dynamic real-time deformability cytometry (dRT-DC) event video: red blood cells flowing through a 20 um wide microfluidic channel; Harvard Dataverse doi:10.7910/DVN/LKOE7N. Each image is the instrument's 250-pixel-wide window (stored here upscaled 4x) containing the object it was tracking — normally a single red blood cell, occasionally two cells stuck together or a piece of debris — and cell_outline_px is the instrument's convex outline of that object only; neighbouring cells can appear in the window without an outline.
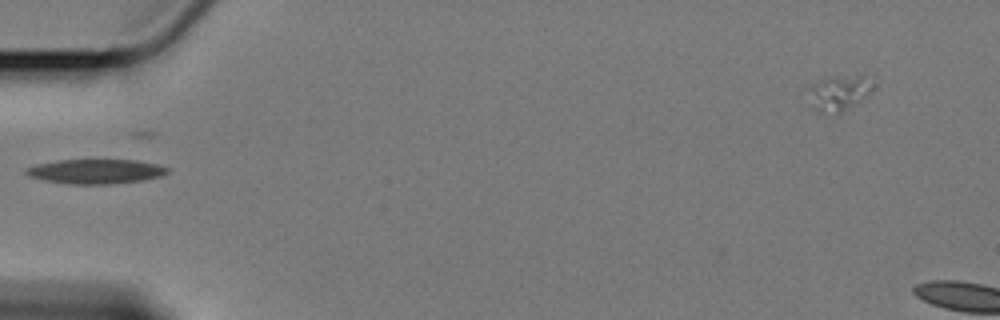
{"species": "Egyptian fruit bat (a non-hibernating species)", "species_latin": "Rousettus aegyptiacus", "temperature_condition": "cold", "stored_images_in_passage": 21, "camera_frame_rate_fps": 3000, "um_per_image_px": 0.085, "animal": {"sex": "female"}, "frame": {"image": 1, "passage_image": 1, "time_ms": 0.0, "image_size_px": [1000, 320], "cell_outline_px": [[168, 172], [160, 176], [144, 180], [108, 184], [72, 184], [44, 180], [28, 176], [24, 172], [24, 168], [36, 164], [56, 160], [136, 160], [156, 164], [168, 168]], "centroid_in_image_um": [8.08, 14.57], "position_along_channel_um": 76.9, "area_um2": 20.17}}
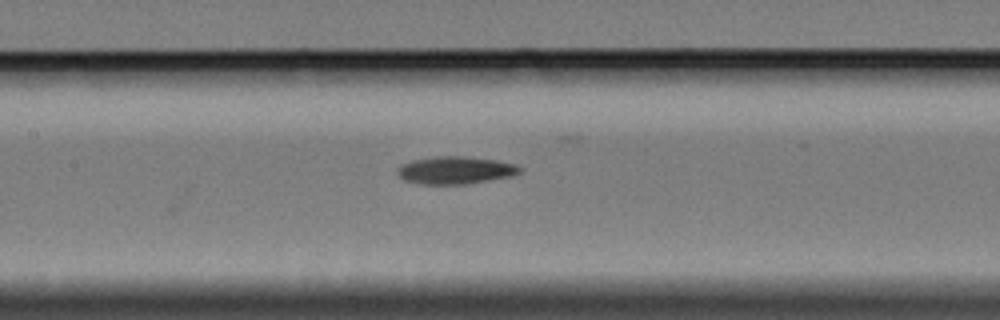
{"frame": {"image": 2, "passage_image": 9, "time_ms": 2.667, "image_size_px": [1000, 320], "cell_outline_px": [[520, 172], [508, 176], [464, 184], [420, 184], [404, 180], [396, 172], [400, 164], [412, 160], [436, 156], [464, 156], [496, 160], [516, 164], [520, 168]], "centroid_in_image_um": [38.64, 14.45], "position_along_channel_um": 168.8, "area_um2": 19.42}}
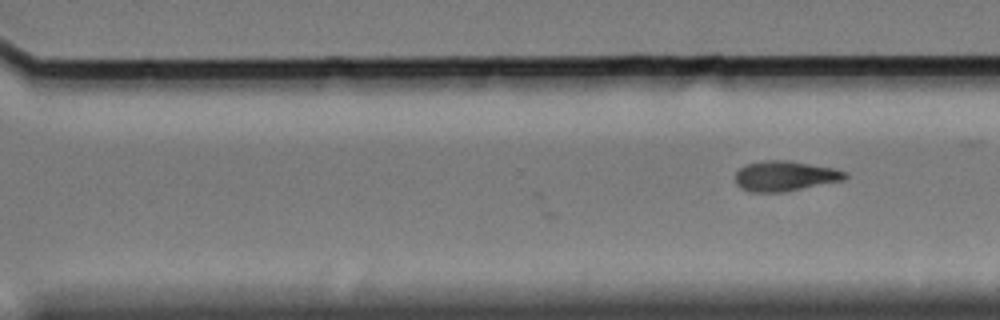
{"frame": {"image": 3, "passage_image": 21, "time_ms": 6.667, "image_size_px": [1000, 320], "cell_outline_px": [[848, 176], [844, 180], [784, 192], [752, 192], [740, 188], [736, 184], [736, 172], [744, 164], [764, 160], [788, 160], [832, 168], [848, 172]], "centroid_in_image_um": [66.71, 14.96], "position_along_channel_um": 303.9, "area_um2": 19.36}}